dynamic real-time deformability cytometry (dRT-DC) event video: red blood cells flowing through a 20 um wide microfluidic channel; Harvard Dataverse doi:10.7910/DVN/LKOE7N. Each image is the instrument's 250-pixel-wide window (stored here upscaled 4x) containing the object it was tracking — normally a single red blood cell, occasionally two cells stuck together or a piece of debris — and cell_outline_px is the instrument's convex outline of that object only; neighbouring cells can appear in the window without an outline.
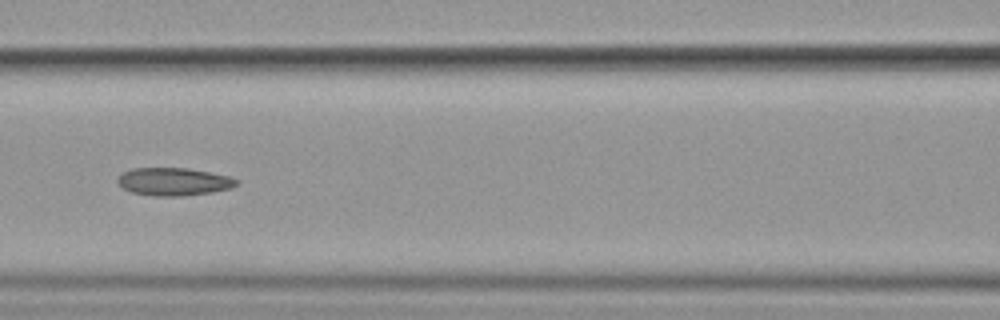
{"species": "common noctule bat (a hibernating species)", "species_latin": "Nyctalus noctula", "temperature_condition": "cold", "stored_images_in_passage": 9, "camera_frame_rate_fps": 3000, "um_per_image_px": 0.085, "animal": {"sex": "female", "body_mass_g": 19.9}, "frame": {"image": 1, "passage_image": 6, "time_ms": 6.0, "image_size_px": [1000, 320], "cell_outline_px": [[236, 184], [228, 188], [212, 192], [184, 196], [156, 196], [132, 192], [116, 184], [116, 180], [124, 172], [132, 168], [188, 168], [228, 176], [236, 180]], "centroid_in_image_um": [14.7, 15.44], "position_along_channel_um": 151.9, "area_um2": 19.02}}
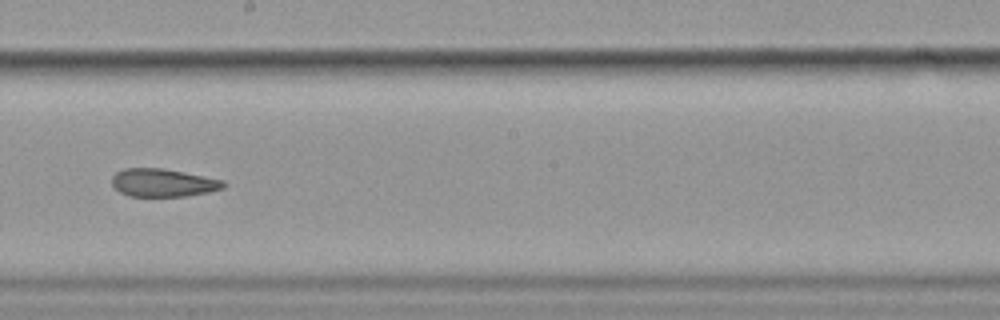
{"frame": {"image": 2, "passage_image": 8, "time_ms": 8.333, "image_size_px": [1000, 320], "cell_outline_px": [[224, 188], [208, 192], [184, 196], [128, 196], [120, 192], [112, 184], [112, 176], [116, 172], [124, 168], [160, 168], [224, 180]], "centroid_in_image_um": [13.82, 15.53], "position_along_channel_um": 234.4, "area_um2": 17.98}}
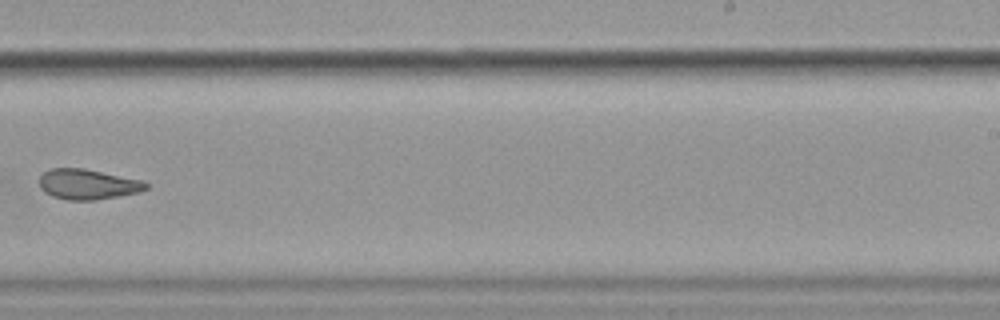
{"frame": {"image": 3, "passage_image": 9, "time_ms": 9.667, "image_size_px": [1000, 320], "cell_outline_px": [[148, 188], [140, 192], [120, 196], [96, 200], [68, 200], [52, 196], [44, 192], [40, 188], [40, 176], [44, 172], [52, 168], [84, 168], [144, 180], [148, 184]], "centroid_in_image_um": [7.49, 15.66], "position_along_channel_um": 281.5, "area_um2": 19.02}}